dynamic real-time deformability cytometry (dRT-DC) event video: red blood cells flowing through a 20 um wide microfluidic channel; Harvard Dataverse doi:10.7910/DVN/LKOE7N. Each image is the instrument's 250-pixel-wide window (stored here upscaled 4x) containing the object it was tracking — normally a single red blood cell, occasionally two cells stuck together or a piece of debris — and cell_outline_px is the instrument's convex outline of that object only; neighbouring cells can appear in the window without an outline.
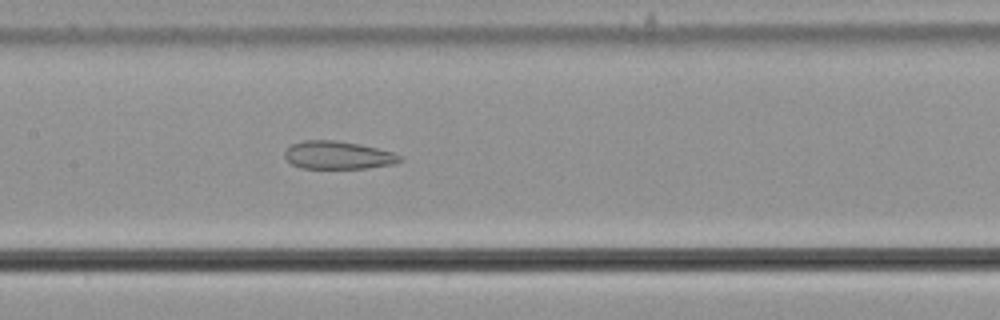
{"species": "common noctule bat (a hibernating species)", "species_latin": "Nyctalus noctula", "temperature_condition": "cold", "stored_images_in_passage": 54, "camera_frame_rate_fps": 3000, "um_per_image_px": 0.085, "animal": {"sex": "male", "body_mass_g": 21.5, "forearm_length_mm": 52.0}, "frame": {"image": 1, "passage_image": 26, "time_ms": 8.333, "image_size_px": [1000, 320], "cell_outline_px": [[404, 160], [396, 164], [368, 168], [300, 168], [292, 164], [284, 156], [284, 152], [292, 144], [304, 140], [336, 140], [376, 148], [392, 152], [404, 156]], "centroid_in_image_um": [28.77, 13.2], "position_along_channel_um": 178.6, "area_um2": 18.79}}
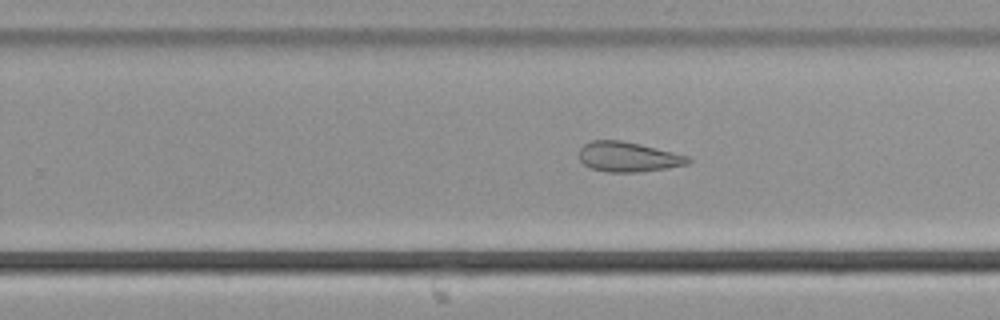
{"frame": {"image": 2, "passage_image": 34, "time_ms": 11.0, "image_size_px": [1000, 320], "cell_outline_px": [[692, 160], [688, 164], [668, 168], [636, 172], [608, 172], [592, 168], [584, 164], [580, 160], [580, 148], [584, 144], [592, 140], [620, 140], [640, 144], [692, 156]], "centroid_in_image_um": [53.45, 13.33], "position_along_channel_um": 276.4, "area_um2": 19.07}}
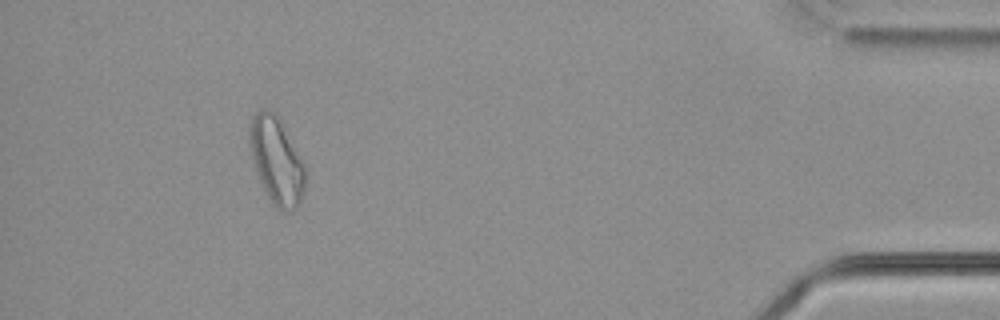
{"frame": {"image": 3, "passage_image": 50, "time_ms": 16.333, "image_size_px": [1000, 320], "cell_outline_px": [[308, 176], [300, 200], [296, 208], [288, 212], [280, 212], [272, 204], [256, 172], [248, 144], [248, 124], [252, 116], [260, 108], [268, 108], [276, 116], [304, 164]], "centroid_in_image_um": [23.48, 13.68], "position_along_channel_um": 411.7, "area_um2": 28.15}, "authors_computed_cell_mechanics": {"area_um2": 24.6806, "velocity_mm_per_s": 3.6792, "shape_relaxation_time_tau1_ms": null, "shape_relaxation_time_tau2_ms": 2.0058, "deformation_change_tau1": null, "deformation_change_tau2": 0.0877}}